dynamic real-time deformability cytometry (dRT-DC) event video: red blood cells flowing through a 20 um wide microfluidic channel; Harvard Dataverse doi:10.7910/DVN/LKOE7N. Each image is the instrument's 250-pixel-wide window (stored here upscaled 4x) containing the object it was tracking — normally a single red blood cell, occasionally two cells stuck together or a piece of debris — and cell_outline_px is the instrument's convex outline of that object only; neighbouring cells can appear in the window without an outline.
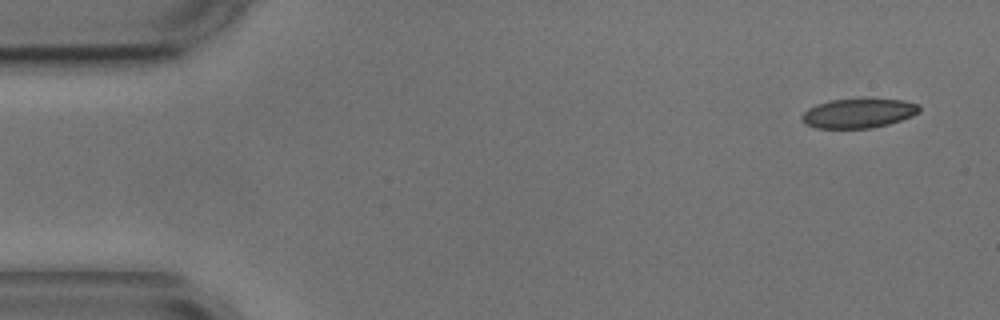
{"species": "common noctule bat (a hibernating species)", "species_latin": "Nyctalus noctula", "temperature_condition": "cold", "stored_images_in_passage": 4, "camera_frame_rate_fps": 3000, "um_per_image_px": 0.085, "animal": {"sex": "male", "body_mass_g": 17.9, "forearm_length_mm": 54.2}, "frame": {"image": 1, "passage_image": 1, "time_ms": 0.0, "image_size_px": [1000, 320], "cell_outline_px": [[920, 112], [912, 116], [888, 124], [872, 128], [816, 128], [804, 124], [800, 120], [800, 116], [808, 108], [816, 104], [832, 100], [904, 100], [920, 104]], "centroid_in_image_um": [72.94, 9.64], "position_along_channel_um": 12.1, "area_um2": 20.0}}
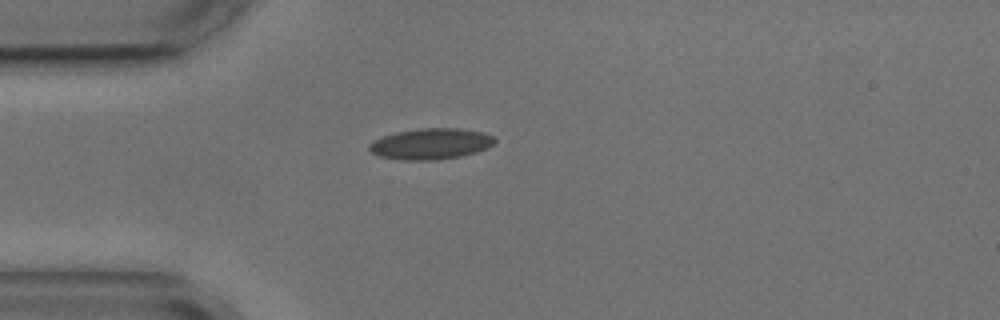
{"frame": {"image": 2, "passage_image": 4, "time_ms": 3.667, "image_size_px": [1000, 320], "cell_outline_px": [[496, 140], [488, 148], [476, 152], [460, 156], [436, 160], [404, 160], [380, 156], [372, 152], [368, 148], [368, 144], [372, 140], [380, 136], [396, 132], [420, 128], [460, 128], [484, 132], [496, 136]], "centroid_in_image_um": [36.62, 12.21], "position_along_channel_um": 48.4, "area_um2": 22.89}}